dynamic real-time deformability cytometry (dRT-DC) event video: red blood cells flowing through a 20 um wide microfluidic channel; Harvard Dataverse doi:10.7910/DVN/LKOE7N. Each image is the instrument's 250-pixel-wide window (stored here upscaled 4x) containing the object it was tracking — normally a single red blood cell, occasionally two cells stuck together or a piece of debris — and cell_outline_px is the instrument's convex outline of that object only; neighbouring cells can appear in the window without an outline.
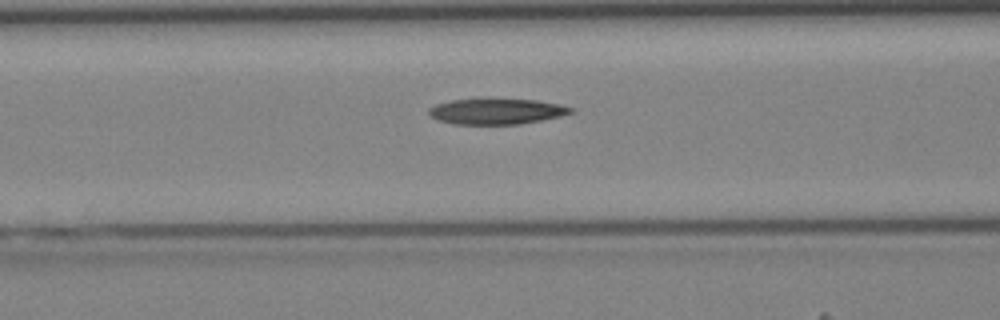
{"species": "Egyptian fruit bat (a non-hibernating species)", "species_latin": "Rousettus aegyptiacus", "temperature_condition": "cold", "stored_images_in_passage": 25, "camera_frame_rate_fps": 3000, "um_per_image_px": 0.085, "animal": {"sex": "female"}, "frame": {"image": 1, "passage_image": 6, "time_ms": 1.667, "image_size_px": [1000, 320], "cell_outline_px": [[576, 108], [572, 112], [560, 116], [520, 124], [452, 124], [440, 120], [432, 116], [428, 112], [428, 108], [436, 104], [448, 100], [484, 96], [536, 100], [560, 104]], "centroid_in_image_um": [42.18, 9.41], "position_along_channel_um": 124.4, "area_um2": 22.14}}
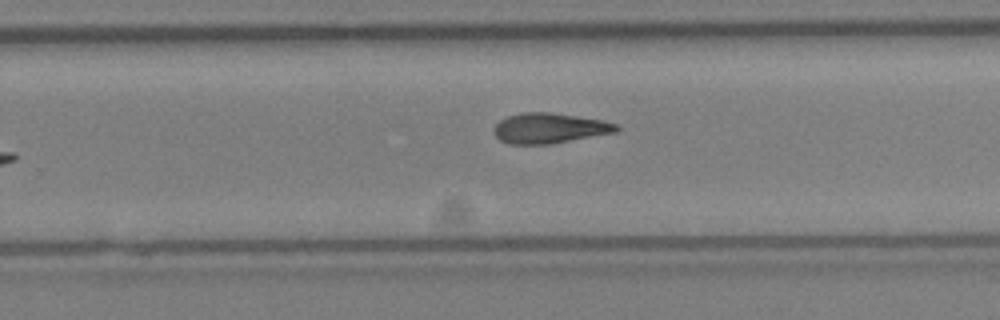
{"frame": {"image": 2, "passage_image": 16, "time_ms": 5.0, "image_size_px": [1000, 320], "cell_outline_px": [[620, 132], [548, 144], [508, 144], [500, 140], [492, 132], [492, 128], [500, 120], [508, 116], [524, 112], [548, 112], [604, 120], [616, 124], [620, 128]], "centroid_in_image_um": [46.71, 10.9], "position_along_channel_um": 283.1, "area_um2": 21.73}}
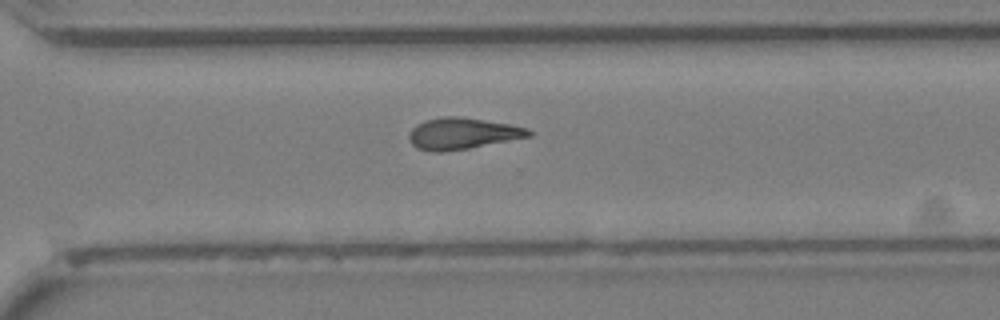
{"frame": {"image": 3, "passage_image": 19, "time_ms": 6.0, "image_size_px": [1000, 320], "cell_outline_px": [[532, 136], [468, 148], [440, 152], [432, 152], [416, 148], [408, 140], [408, 136], [412, 128], [416, 124], [424, 120], [444, 116], [460, 116], [512, 124], [528, 128], [532, 132]], "centroid_in_image_um": [39.29, 11.34], "position_along_channel_um": 331.3, "area_um2": 22.08}}